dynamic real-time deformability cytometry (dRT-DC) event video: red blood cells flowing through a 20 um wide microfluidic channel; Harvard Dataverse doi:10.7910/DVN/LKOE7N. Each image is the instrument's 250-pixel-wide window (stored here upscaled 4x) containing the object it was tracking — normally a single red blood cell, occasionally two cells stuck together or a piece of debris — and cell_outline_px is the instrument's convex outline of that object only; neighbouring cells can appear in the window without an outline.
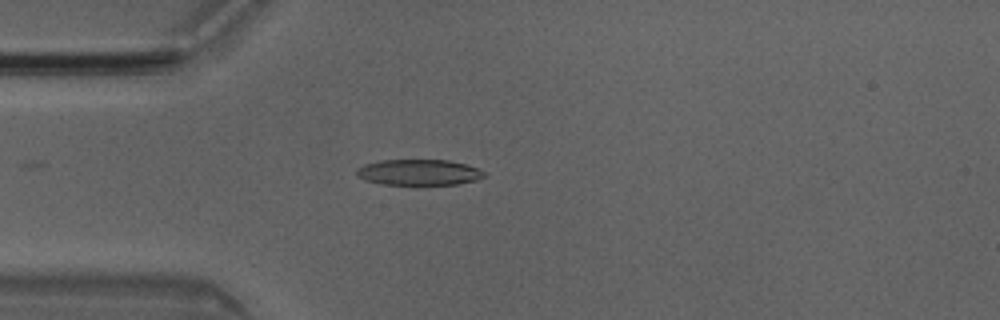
{"species": "Egyptian fruit bat (a non-hibernating species)", "species_latin": "Rousettus aegyptiacus", "temperature_condition": "room temperature", "stored_images_in_passage": 3, "camera_frame_rate_fps": 3000, "um_per_image_px": 0.085, "animal": {"sex": "male"}, "frame": {"image": 1, "passage_image": 3, "time_ms": 0.667, "image_size_px": [1000, 320], "cell_outline_px": [[488, 176], [476, 180], [456, 184], [380, 184], [364, 180], [356, 176], [356, 168], [364, 164], [380, 160], [448, 160], [464, 164], [476, 168], [484, 172]], "centroid_in_image_um": [35.56, 14.64], "position_along_channel_um": 49.4, "area_um2": 19.19}}